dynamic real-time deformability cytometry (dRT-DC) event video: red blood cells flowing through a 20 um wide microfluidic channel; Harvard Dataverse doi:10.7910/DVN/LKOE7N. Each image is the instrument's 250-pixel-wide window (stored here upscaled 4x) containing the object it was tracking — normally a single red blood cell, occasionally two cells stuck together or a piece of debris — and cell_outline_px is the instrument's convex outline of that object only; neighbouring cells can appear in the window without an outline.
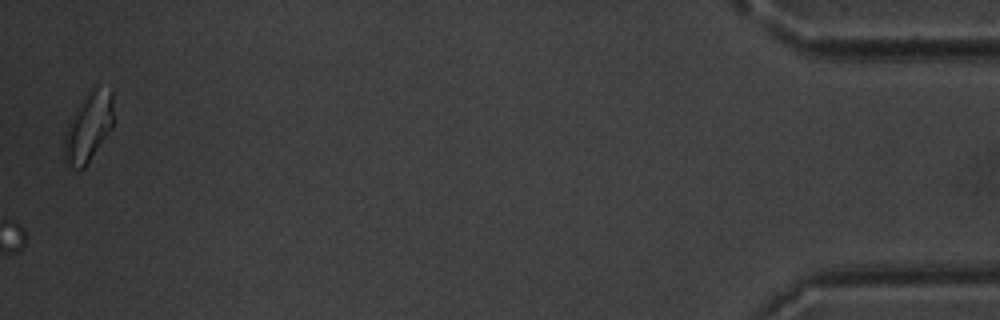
{"species": "common noctule bat (a hibernating species)", "species_latin": "Nyctalus noctula", "temperature_condition": "warm", "stored_images_in_passage": 54, "camera_frame_rate_fps": 3000, "um_per_image_px": 0.085, "animal": {"sex": "male", "body_mass_g": 20.1, "forearm_length_mm": 53.5}, "frame": {"image": 1, "passage_image": 54, "time_ms": 17.667, "image_size_px": [1000, 320], "cell_outline_px": [[112, 128], [84, 168], [72, 168], [64, 160], [64, 136], [68, 124], [76, 108], [88, 92], [96, 88], [112, 88]], "centroid_in_image_um": [7.51, 10.82], "position_along_channel_um": 427.7, "area_um2": 19.48}}